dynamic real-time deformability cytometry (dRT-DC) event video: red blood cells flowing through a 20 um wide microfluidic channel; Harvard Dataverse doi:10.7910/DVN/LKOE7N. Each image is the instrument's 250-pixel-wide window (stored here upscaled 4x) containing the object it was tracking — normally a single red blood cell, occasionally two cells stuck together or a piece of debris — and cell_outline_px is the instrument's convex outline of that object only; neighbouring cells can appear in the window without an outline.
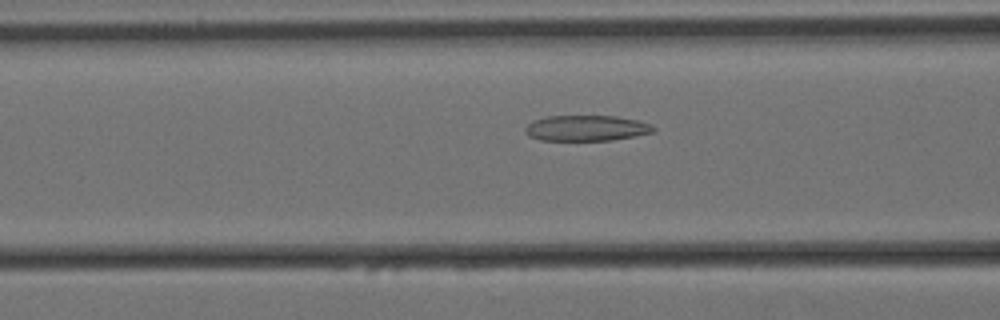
{"species": "Egyptian fruit bat (a non-hibernating species)", "species_latin": "Rousettus aegyptiacus", "temperature_condition": "cold", "stored_images_in_passage": 59, "camera_frame_rate_fps": 3000, "um_per_image_px": 0.085, "animal": {"sex": "female"}, "frame": {"image": 1, "passage_image": 22, "time_ms": 7.0, "image_size_px": [1000, 320], "cell_outline_px": [[656, 132], [636, 136], [612, 140], [540, 140], [528, 136], [524, 132], [524, 128], [532, 120], [544, 116], [616, 116], [640, 120], [652, 124], [656, 128]], "centroid_in_image_um": [49.86, 10.88], "position_along_channel_um": 116.7, "area_um2": 19.54}}
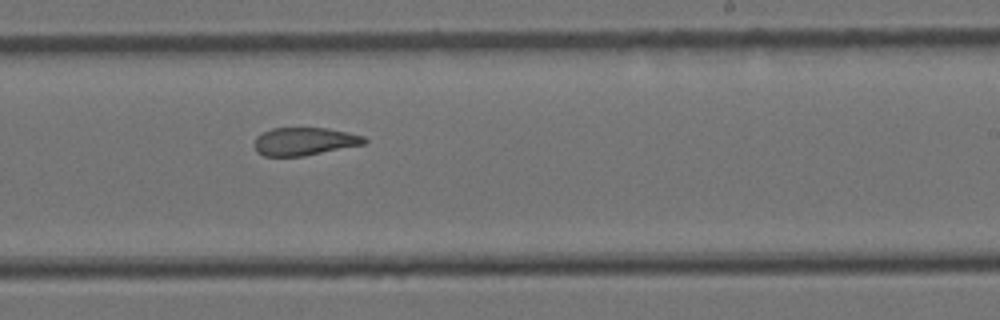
{"frame": {"image": 2, "passage_image": 35, "time_ms": 11.333, "image_size_px": [1000, 320], "cell_outline_px": [[368, 140], [364, 144], [304, 156], [264, 156], [256, 152], [256, 136], [272, 128], [328, 128], [348, 132], [364, 136]], "centroid_in_image_um": [25.9, 12.02], "position_along_channel_um": 263.1, "area_um2": 17.8}}
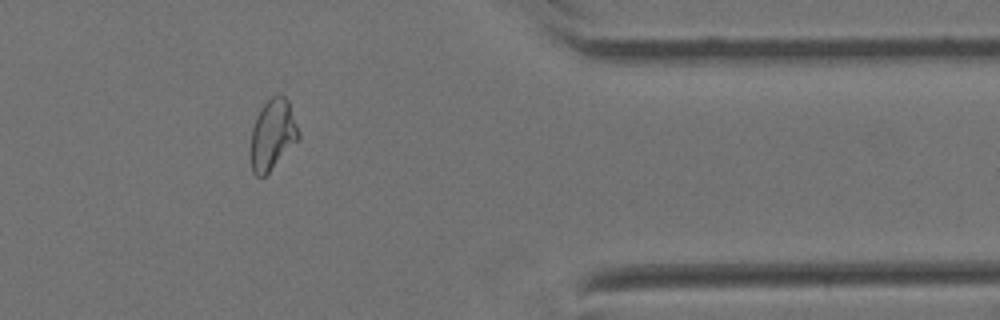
{"frame": {"image": 3, "passage_image": 48, "time_ms": 15.667, "image_size_px": [1000, 320], "cell_outline_px": [[300, 140], [264, 176], [256, 176], [252, 172], [252, 128], [256, 116], [260, 108], [272, 96], [280, 92], [288, 100], [300, 132]], "centroid_in_image_um": [23.21, 11.4], "position_along_channel_um": 388.2, "area_um2": 19.65}, "authors_computed_cell_mechanics": {"area_um2": 20.7502, "velocity_mm_per_s": 3.3945, "shape_relaxation_time_tau1_ms": null, "shape_relaxation_time_tau2_ms": 3.4151, "deformation_change_tau1": null, "deformation_change_tau2": 0.109}}